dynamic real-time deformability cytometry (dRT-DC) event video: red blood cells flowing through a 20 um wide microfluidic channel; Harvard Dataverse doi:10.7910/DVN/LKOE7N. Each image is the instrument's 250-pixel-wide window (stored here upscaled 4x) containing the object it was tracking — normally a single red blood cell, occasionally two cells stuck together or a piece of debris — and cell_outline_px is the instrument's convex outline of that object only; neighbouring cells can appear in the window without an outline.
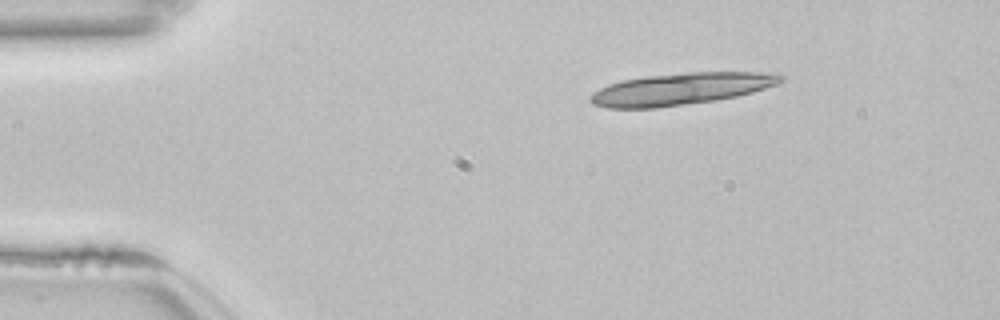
{"species": "common noctule bat (a hibernating species)", "species_latin": "Nyctalus noctula", "temperature_condition": "room temperature", "stored_images_in_passage": 11, "camera_frame_rate_fps": 3000, "um_per_image_px": 0.085, "animal": {"sex": "female", "body_mass_g": 22.7, "forearm_length_mm": 54.2}, "frame": {"image": 1, "passage_image": 1, "time_ms": 0.0, "image_size_px": [1000, 320], "cell_outline_px": [[784, 80], [776, 84], [752, 92], [736, 96], [716, 100], [656, 108], [608, 108], [592, 104], [588, 100], [588, 96], [592, 92], [608, 84], [620, 80], [648, 76], [688, 72], [780, 72], [784, 76]], "centroid_in_image_um": [57.86, 7.55], "position_along_channel_um": 27.1, "area_um2": 35.6}}